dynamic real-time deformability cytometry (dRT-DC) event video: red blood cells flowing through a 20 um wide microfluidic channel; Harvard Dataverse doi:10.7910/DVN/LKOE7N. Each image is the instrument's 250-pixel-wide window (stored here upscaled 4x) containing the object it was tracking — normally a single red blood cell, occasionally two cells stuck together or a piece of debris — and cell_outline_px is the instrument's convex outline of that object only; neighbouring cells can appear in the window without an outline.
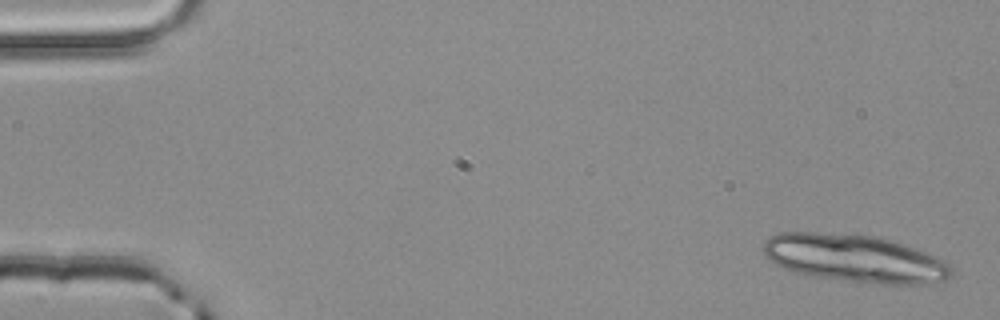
{"species": "common noctule bat (a hibernating species)", "species_latin": "Nyctalus noctula", "temperature_condition": "room temperature", "stored_images_in_passage": 4, "camera_frame_rate_fps": 3000, "um_per_image_px": 0.085, "animal": {"sex": "male", "body_mass_g": 20.4}, "frame": {"image": 1, "passage_image": 1, "time_ms": 0.0, "image_size_px": [1000, 320], "cell_outline_px": [[952, 276], [948, 280], [928, 284], [880, 284], [844, 280], [816, 276], [796, 272], [784, 268], [768, 260], [764, 256], [764, 240], [780, 232], [816, 232], [876, 236], [892, 240], [928, 252], [944, 260], [952, 268]], "centroid_in_image_um": [72.7, 21.96], "position_along_channel_um": 12.3, "area_um2": 52.42}}